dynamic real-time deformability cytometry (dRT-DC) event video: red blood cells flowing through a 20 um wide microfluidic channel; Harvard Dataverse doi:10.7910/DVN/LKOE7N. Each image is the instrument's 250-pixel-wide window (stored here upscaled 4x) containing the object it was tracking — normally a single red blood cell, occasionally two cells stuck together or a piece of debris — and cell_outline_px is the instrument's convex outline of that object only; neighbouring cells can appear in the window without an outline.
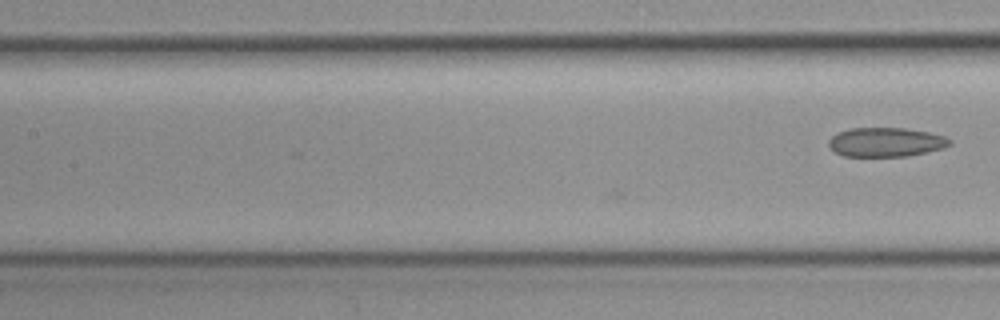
{"species": "common noctule bat (a hibernating species)", "species_latin": "Nyctalus noctula", "temperature_condition": "cold", "stored_images_in_passage": 17, "camera_frame_rate_fps": 3000, "um_per_image_px": 0.085, "animal": {"sex": "female", "body_mass_g": 19.3, "forearm_length_mm": 54.1}, "frame": {"image": 1, "passage_image": 17, "time_ms": 5.333, "image_size_px": [1000, 320], "cell_outline_px": [[952, 144], [944, 148], [928, 152], [908, 156], [844, 156], [832, 152], [828, 144], [828, 140], [832, 136], [840, 132], [852, 128], [904, 128], [928, 132], [944, 136], [952, 140]], "centroid_in_image_um": [75.3, 12.09], "position_along_channel_um": 132.1, "area_um2": 20.69}}